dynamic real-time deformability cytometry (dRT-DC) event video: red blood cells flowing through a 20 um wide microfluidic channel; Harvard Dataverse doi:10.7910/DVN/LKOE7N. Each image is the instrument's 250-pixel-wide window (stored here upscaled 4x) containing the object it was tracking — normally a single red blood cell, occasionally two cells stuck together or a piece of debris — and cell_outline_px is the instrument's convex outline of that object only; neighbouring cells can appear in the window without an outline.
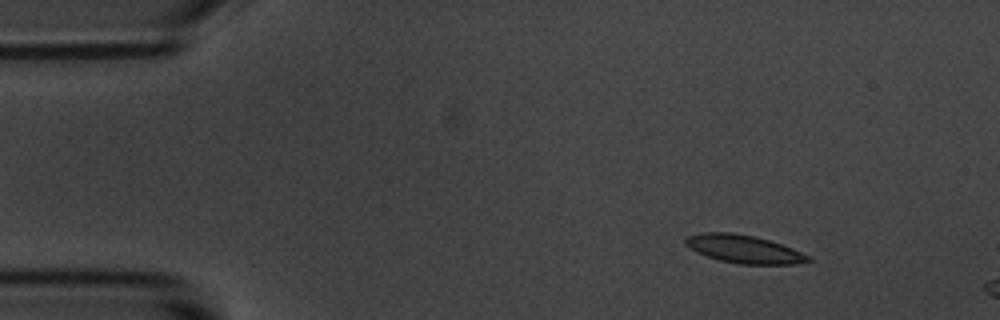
{"species": "common noctule bat (a hibernating species)", "species_latin": "Nyctalus noctula", "temperature_condition": "room temperature", "stored_images_in_passage": 7, "camera_frame_rate_fps": 3000, "um_per_image_px": 0.085, "animal": {"sex": "male", "body_mass_g": 20.1, "forearm_length_mm": 53.5}, "frame": {"image": 1, "passage_image": 1, "time_ms": 0.0, "image_size_px": [1000, 320], "cell_outline_px": [[812, 260], [792, 264], [740, 264], [720, 260], [696, 252], [684, 244], [684, 236], [704, 232], [732, 232], [752, 236], [768, 240], [792, 248], [812, 256]], "centroid_in_image_um": [63.2, 21.16], "position_along_channel_um": 21.8, "area_um2": 20.0}}
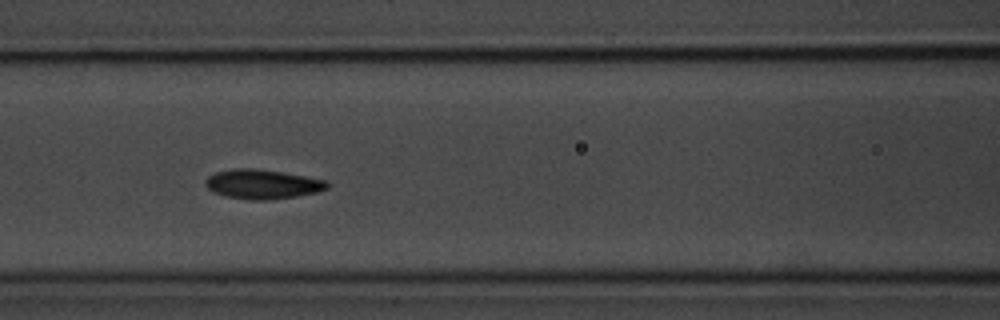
{"frame": {"image": 2, "passage_image": 6, "time_ms": 5.667, "image_size_px": [1000, 320], "cell_outline_px": [[332, 184], [328, 188], [316, 192], [296, 196], [268, 200], [248, 200], [224, 196], [212, 192], [204, 184], [204, 180], [208, 176], [216, 172], [232, 168], [256, 168], [284, 172], [328, 180]], "centroid_in_image_um": [22.31, 15.65], "position_along_channel_um": 144.3, "area_um2": 21.27}}
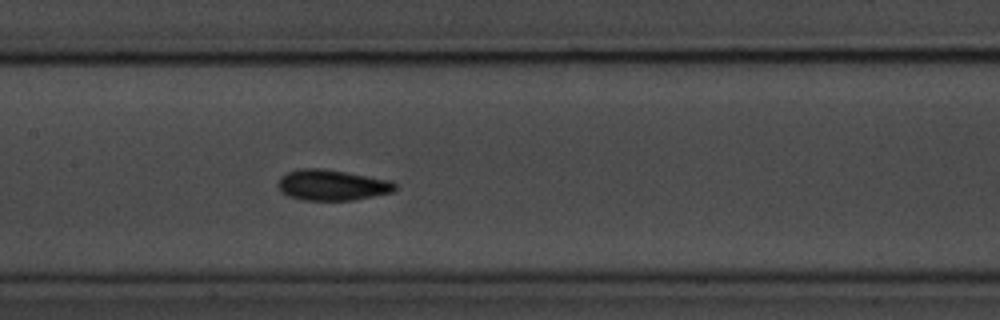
{"frame": {"image": 3, "passage_image": 7, "time_ms": 6.667, "image_size_px": [1000, 320], "cell_outline_px": [[396, 188], [392, 192], [352, 200], [300, 200], [288, 196], [280, 192], [276, 184], [280, 176], [288, 172], [300, 168], [320, 168], [392, 180], [396, 184]], "centroid_in_image_um": [28.17, 15.73], "position_along_channel_um": 179.2, "area_um2": 21.04}}